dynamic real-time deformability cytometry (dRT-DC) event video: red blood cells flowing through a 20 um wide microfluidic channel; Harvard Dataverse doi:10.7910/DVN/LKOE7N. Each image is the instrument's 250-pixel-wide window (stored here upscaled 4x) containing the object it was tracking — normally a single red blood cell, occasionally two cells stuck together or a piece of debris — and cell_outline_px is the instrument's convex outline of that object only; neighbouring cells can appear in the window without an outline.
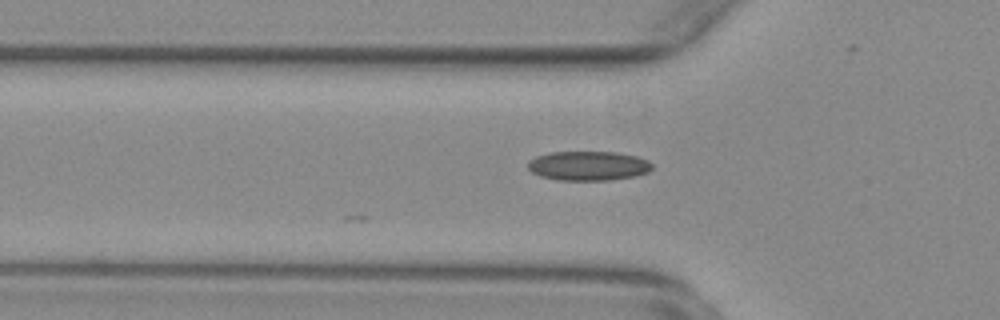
{"species": "common noctule bat (a hibernating species)", "species_latin": "Nyctalus noctula", "temperature_condition": "warm", "stored_images_in_passage": 4, "camera_frame_rate_fps": 3000, "um_per_image_px": 0.085, "animal": {"sex": "female", "body_mass_g": 29.2, "forearm_length_mm": 56.3}, "frame": {"image": 1, "passage_image": 2, "time_ms": 0.333, "image_size_px": [1000, 320], "cell_outline_px": [[652, 168], [648, 172], [636, 176], [608, 180], [556, 180], [540, 176], [532, 172], [528, 168], [528, 160], [536, 156], [548, 152], [616, 152], [636, 156], [648, 160], [652, 164]], "centroid_in_image_um": [49.99, 14.09], "position_along_channel_um": 75.8, "area_um2": 21.39}}